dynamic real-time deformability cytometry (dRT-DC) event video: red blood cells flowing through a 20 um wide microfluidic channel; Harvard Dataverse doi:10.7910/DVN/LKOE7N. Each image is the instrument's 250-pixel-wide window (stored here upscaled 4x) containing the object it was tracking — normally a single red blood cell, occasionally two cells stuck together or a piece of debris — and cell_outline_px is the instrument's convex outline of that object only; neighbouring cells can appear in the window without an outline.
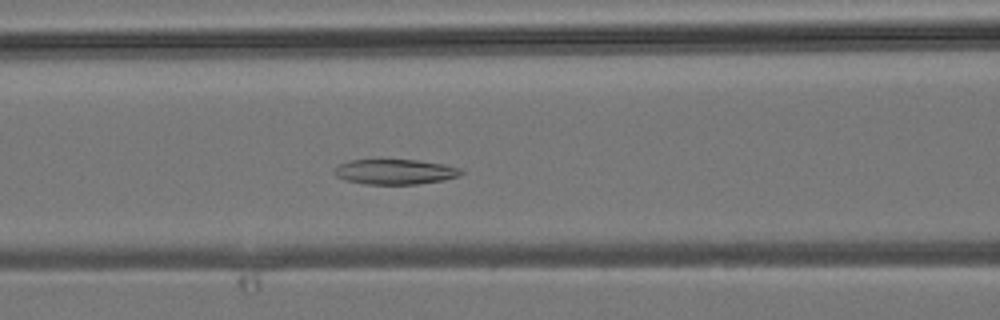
{"species": "common noctule bat (a hibernating species)", "species_latin": "Nyctalus noctula", "temperature_condition": "room temperature", "stored_images_in_passage": 36, "camera_frame_rate_fps": 3000, "um_per_image_px": 0.085, "animal": {"sex": "male", "body_mass_g": 19.2, "forearm_length_mm": 51.8}, "frame": {"image": 1, "passage_image": 11, "time_ms": 3.333, "image_size_px": [1000, 320], "cell_outline_px": [[464, 172], [460, 176], [444, 180], [416, 184], [364, 184], [344, 180], [336, 176], [332, 172], [340, 164], [348, 160], [416, 160], [444, 164], [460, 168]], "centroid_in_image_um": [33.58, 14.6], "position_along_channel_um": 133.0, "area_um2": 18.61}}
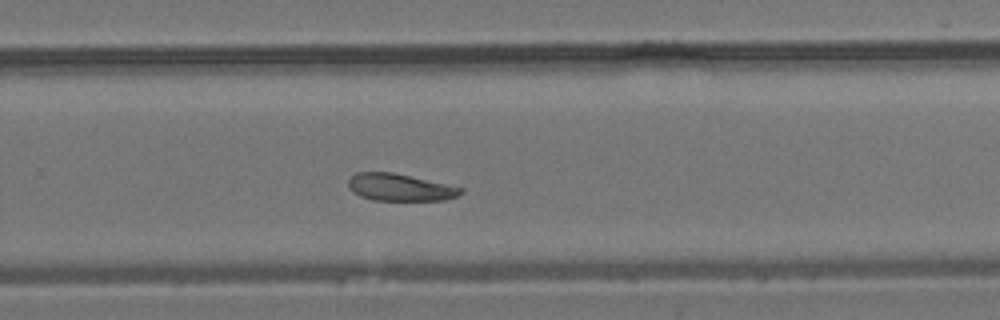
{"frame": {"image": 2, "passage_image": 21, "time_ms": 6.667, "image_size_px": [1000, 320], "cell_outline_px": [[464, 192], [456, 196], [444, 200], [372, 200], [360, 196], [352, 192], [348, 188], [348, 180], [356, 172], [392, 172], [464, 188]], "centroid_in_image_um": [33.96, 15.93], "position_along_channel_um": 295.8, "area_um2": 17.74}}
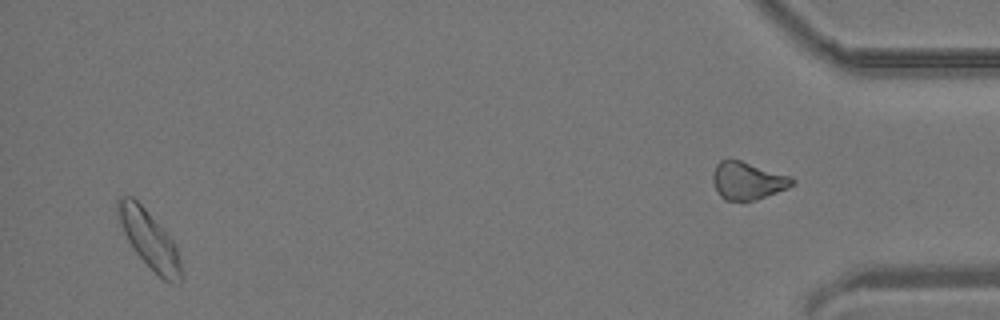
{"frame": {"image": 3, "passage_image": 34, "time_ms": 11.0, "image_size_px": [1000, 320], "cell_outline_px": [[180, 284], [164, 280], [132, 248], [124, 232], [116, 208], [116, 200], [120, 196], [132, 196], [144, 208], [172, 240], [176, 248], [180, 264]], "centroid_in_image_um": [12.65, 20.32], "position_along_channel_um": 422.6, "area_um2": 20.23}}